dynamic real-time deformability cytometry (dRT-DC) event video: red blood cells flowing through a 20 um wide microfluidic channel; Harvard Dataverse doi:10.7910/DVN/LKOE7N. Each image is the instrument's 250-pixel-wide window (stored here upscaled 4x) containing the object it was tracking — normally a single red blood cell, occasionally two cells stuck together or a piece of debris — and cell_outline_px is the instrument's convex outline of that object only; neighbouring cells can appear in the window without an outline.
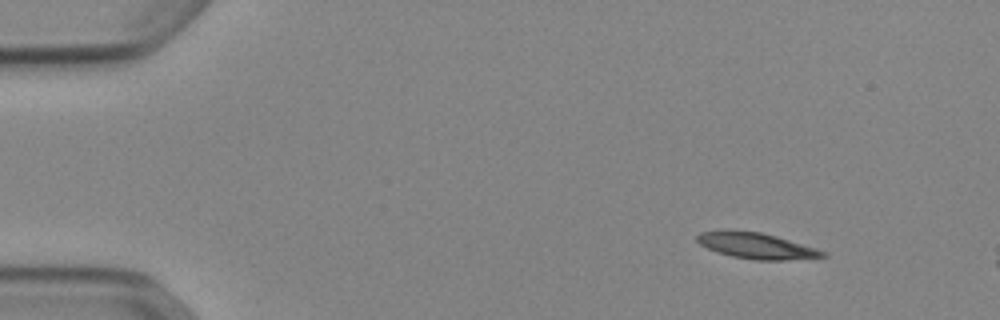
{"species": "Egyptian fruit bat (a non-hibernating species)", "species_latin": "Rousettus aegyptiacus", "temperature_condition": "cold", "stored_images_in_passage": 12, "camera_frame_rate_fps": 3000, "um_per_image_px": 0.085, "animal": {"sex": "female"}, "frame": {"image": 1, "passage_image": 6, "time_ms": 1.667, "image_size_px": [1000, 320], "cell_outline_px": [[828, 256], [784, 260], [752, 260], [732, 256], [716, 252], [700, 244], [696, 240], [696, 236], [700, 232], [728, 228], [760, 232], [776, 236], [816, 248], [828, 252]], "centroid_in_image_um": [64.24, 20.86], "position_along_channel_um": 20.8, "area_um2": 19.31}}